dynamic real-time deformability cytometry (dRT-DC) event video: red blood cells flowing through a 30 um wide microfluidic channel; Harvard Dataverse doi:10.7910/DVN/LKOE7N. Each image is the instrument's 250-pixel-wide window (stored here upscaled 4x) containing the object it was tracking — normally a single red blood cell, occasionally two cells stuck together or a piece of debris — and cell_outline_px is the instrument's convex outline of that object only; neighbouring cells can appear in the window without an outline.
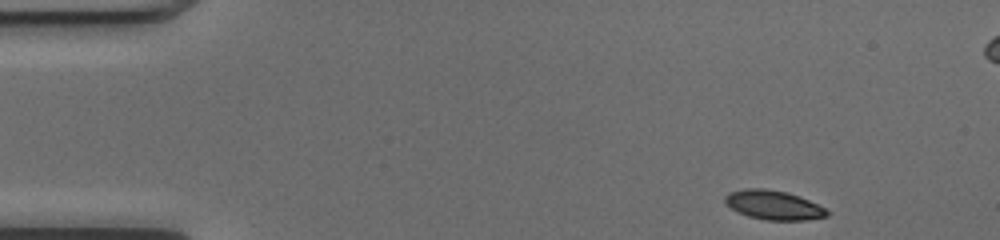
{"species": "common noctule bat (a hibernating species)", "species_latin": "Nyctalus noctula", "temperature_condition": "cold", "stored_images_in_passage": 47, "camera_frame_rate_fps": 3000, "um_per_image_px": 0.085, "animal": {"sex": "female", "body_mass_g": 17.0, "forearm_length_mm": 48.0}, "frame": {"image": 1, "passage_image": 1, "time_ms": 0.0, "image_size_px": [1000, 240], "cell_outline_px": [[828, 216], [804, 220], [768, 220], [748, 216], [736, 212], [724, 204], [724, 196], [728, 192], [744, 188], [764, 188], [788, 192], [808, 200], [824, 208], [828, 212]], "centroid_in_image_um": [65.67, 17.42], "position_along_channel_um": 19.3, "area_um2": 17.46}}
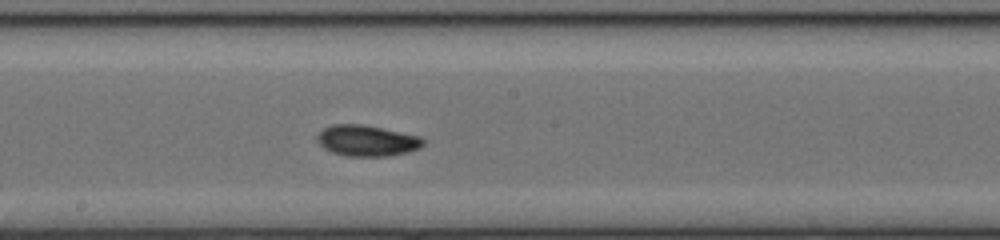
{"frame": {"image": 2, "passage_image": 23, "time_ms": 7.333, "image_size_px": [1000, 240], "cell_outline_px": [[424, 144], [420, 148], [408, 152], [388, 156], [348, 156], [332, 152], [324, 148], [316, 140], [316, 136], [324, 128], [332, 124], [364, 124], [420, 136], [424, 140]], "centroid_in_image_um": [31.19, 11.95], "position_along_channel_um": 217.0, "area_um2": 19.19}}
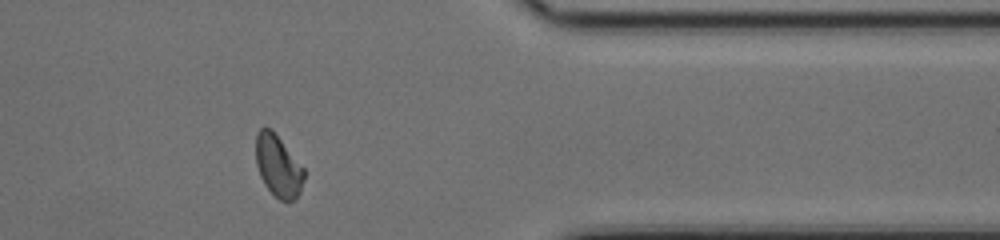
{"frame": {"image": 3, "passage_image": 37, "time_ms": 12.0, "image_size_px": [1000, 240], "cell_outline_px": [[304, 180], [300, 192], [296, 200], [288, 204], [280, 200], [264, 184], [260, 176], [256, 164], [256, 132], [260, 128], [272, 128], [304, 168]], "centroid_in_image_um": [23.65, 14.13], "position_along_channel_um": 387.7, "area_um2": 17.63}, "authors_computed_cell_mechanics": {"area_um2": 17.8024, "velocity_mm_per_s": 4.0642, "shape_relaxation_time_tau1_ms": 2.8196, "shape_relaxation_time_tau2_ms": 4.1722, "deformation_change_tau1": 0.1215, "deformation_change_tau2": 0.0909}}